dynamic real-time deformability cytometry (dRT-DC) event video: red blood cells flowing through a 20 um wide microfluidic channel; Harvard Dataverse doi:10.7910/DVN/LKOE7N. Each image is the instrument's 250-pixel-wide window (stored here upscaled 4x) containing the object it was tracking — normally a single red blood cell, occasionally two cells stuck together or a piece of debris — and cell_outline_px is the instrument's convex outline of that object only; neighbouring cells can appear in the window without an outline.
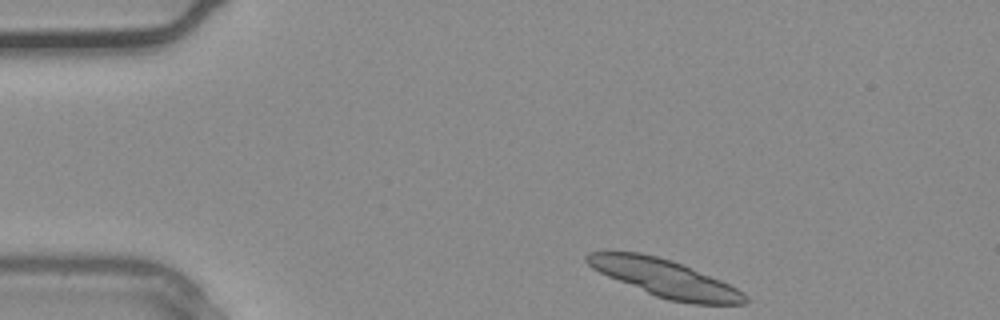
{"species": "common noctule bat (a hibernating species)", "species_latin": "Nyctalus noctula", "temperature_condition": "warm", "stored_images_in_passage": 32, "camera_frame_rate_fps": 3000, "um_per_image_px": 0.085, "animal": {"sex": "male", "body_mass_g": 20.4}, "frame": {"image": 1, "passage_image": 1, "time_ms": 0.0, "image_size_px": [1000, 320], "cell_outline_px": [[748, 300], [744, 304], [692, 304], [668, 300], [656, 296], [608, 276], [592, 268], [584, 260], [584, 256], [588, 252], [640, 252], [672, 260], [720, 280], [744, 292], [748, 296]], "centroid_in_image_um": [56.52, 23.65], "position_along_channel_um": 28.5, "area_um2": 34.1}}